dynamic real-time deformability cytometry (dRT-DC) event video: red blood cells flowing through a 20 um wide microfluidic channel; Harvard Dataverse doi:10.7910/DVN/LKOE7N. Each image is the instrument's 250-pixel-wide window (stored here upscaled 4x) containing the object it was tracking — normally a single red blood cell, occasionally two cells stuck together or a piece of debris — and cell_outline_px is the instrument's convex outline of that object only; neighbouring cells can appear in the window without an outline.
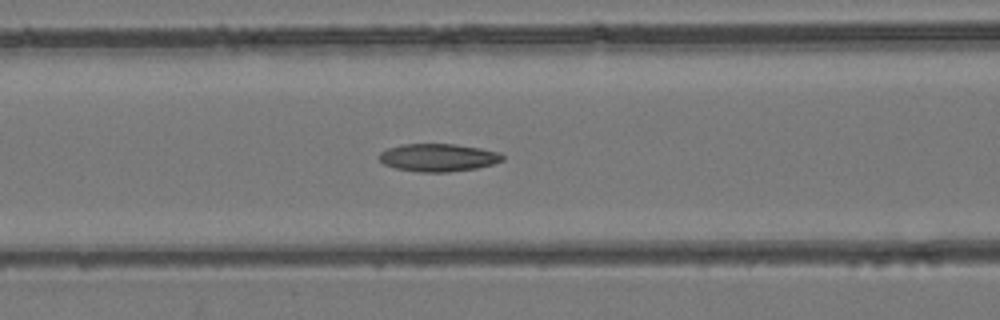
{"species": "common noctule bat (a hibernating species)", "species_latin": "Nyctalus noctula", "temperature_condition": "room temperature", "stored_images_in_passage": 46, "camera_frame_rate_fps": 3000, "um_per_image_px": 0.085, "animal": {"sex": "female", "body_mass_g": 24.6, "forearm_length_mm": 56.2}, "frame": {"image": 1, "passage_image": 18, "time_ms": 5.667, "image_size_px": [1000, 320], "cell_outline_px": [[504, 160], [492, 164], [476, 168], [448, 172], [420, 172], [396, 168], [384, 164], [376, 156], [380, 152], [388, 148], [404, 144], [452, 144], [480, 148], [500, 152], [504, 156]], "centroid_in_image_um": [37.24, 13.39], "position_along_channel_um": 129.4, "area_um2": 19.94}}
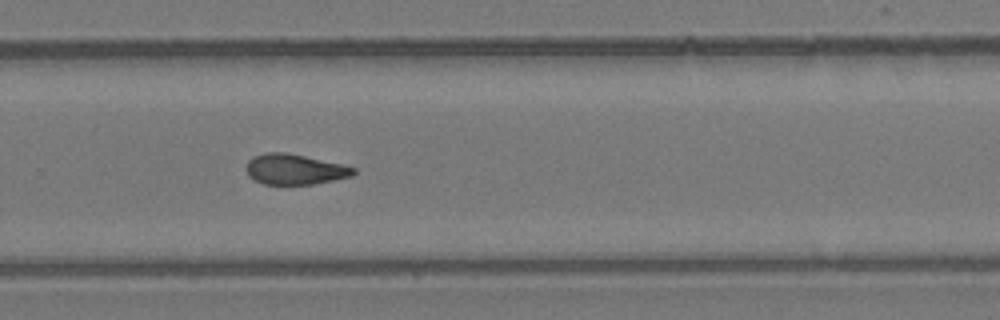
{"frame": {"image": 2, "passage_image": 30, "time_ms": 9.667, "image_size_px": [1000, 320], "cell_outline_px": [[356, 172], [352, 176], [312, 184], [264, 184], [248, 176], [244, 168], [248, 160], [252, 156], [268, 152], [284, 152], [304, 156], [340, 164], [356, 168]], "centroid_in_image_um": [25.0, 14.39], "position_along_channel_um": 304.8, "area_um2": 18.9}}
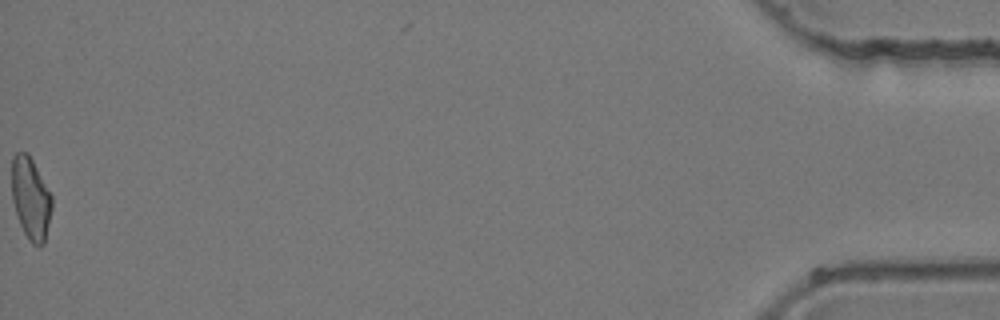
{"frame": {"image": 3, "passage_image": 46, "time_ms": 15.0, "image_size_px": [1000, 320], "cell_outline_px": [[52, 208], [44, 244], [40, 248], [32, 244], [24, 232], [20, 224], [12, 200], [12, 156], [16, 152], [28, 152], [52, 196]], "centroid_in_image_um": [2.61, 16.87], "position_along_channel_um": 432.6, "area_um2": 19.19}}